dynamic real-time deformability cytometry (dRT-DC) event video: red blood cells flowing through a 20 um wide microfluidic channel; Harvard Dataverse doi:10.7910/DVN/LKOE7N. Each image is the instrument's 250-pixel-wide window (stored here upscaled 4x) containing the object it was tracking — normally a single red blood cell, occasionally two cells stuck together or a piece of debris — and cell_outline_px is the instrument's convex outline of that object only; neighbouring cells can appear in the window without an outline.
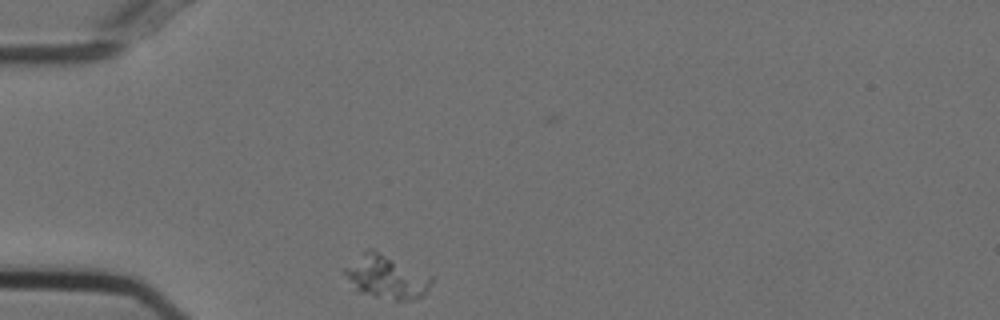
{"species": "Egyptian fruit bat (a non-hibernating species)", "species_latin": "Rousettus aegyptiacus", "temperature_condition": "cold", "stored_images_in_passage": 42, "camera_frame_rate_fps": 3000, "um_per_image_px": 0.085, "animal": {"sex": "female"}, "frame": {"image": 1, "passage_image": 1, "time_ms": 0.0, "image_size_px": [1000, 320], "cell_outline_px": [[432, 280], [424, 296], [408, 300], [396, 300], [376, 296], [360, 292], [356, 288], [344, 272], [344, 268], [368, 248], [372, 248], [432, 276]], "centroid_in_image_um": [32.87, 23.53], "position_along_channel_um": 52.1, "area_um2": 21.33}}
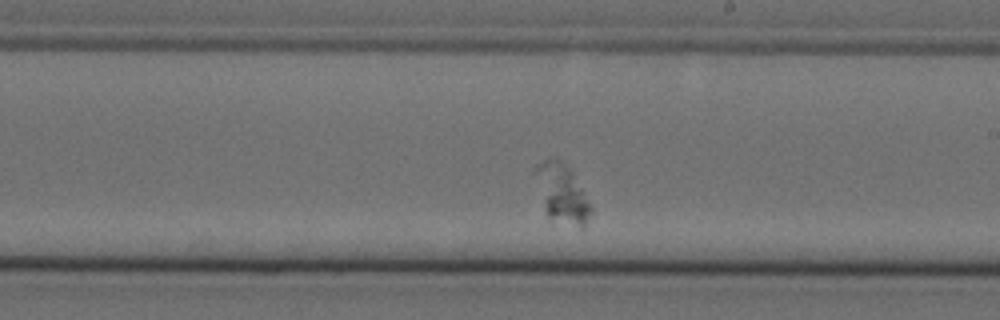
{"frame": {"image": 2, "passage_image": 19, "time_ms": 6.0, "image_size_px": [1000, 320], "cell_outline_px": [[592, 212], [584, 228], [548, 216], [532, 168], [536, 164], [552, 156], [560, 160], [572, 172], [592, 208]], "centroid_in_image_um": [47.75, 16.38], "position_along_channel_um": 241.2, "area_um2": 18.38}}
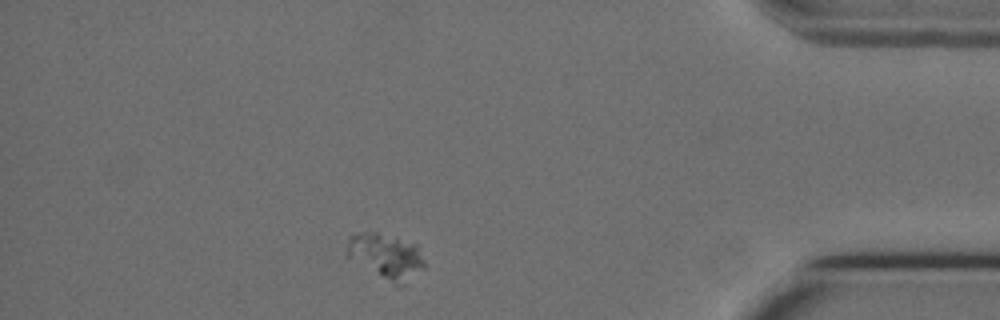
{"frame": {"image": 3, "passage_image": 36, "time_ms": 11.667, "image_size_px": [1000, 320], "cell_outline_px": [[424, 268], [404, 284], [396, 288], [344, 256], [344, 252], [348, 236], [364, 232], [376, 232], [416, 244], [424, 264]], "centroid_in_image_um": [32.72, 21.82], "position_along_channel_um": 402.5, "area_um2": 20.92}}